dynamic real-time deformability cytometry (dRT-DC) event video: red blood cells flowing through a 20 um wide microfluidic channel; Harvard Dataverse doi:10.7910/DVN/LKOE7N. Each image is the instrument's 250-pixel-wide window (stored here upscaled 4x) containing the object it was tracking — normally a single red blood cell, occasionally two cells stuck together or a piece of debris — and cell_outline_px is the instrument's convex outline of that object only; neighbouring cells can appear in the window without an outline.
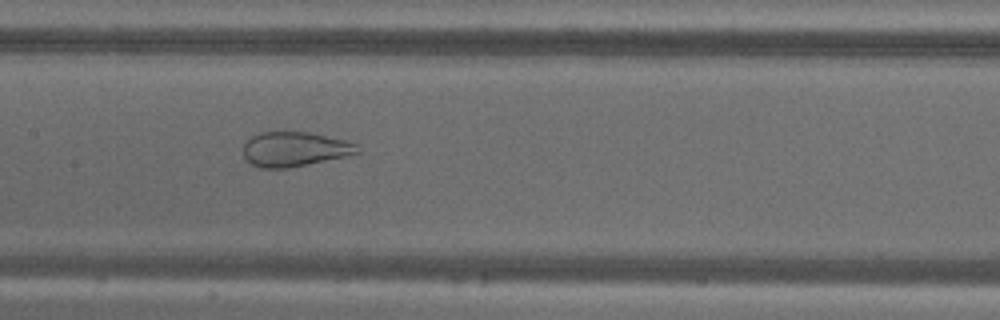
{"species": "common noctule bat (a hibernating species)", "species_latin": "Nyctalus noctula", "temperature_condition": "warm", "stored_images_in_passage": 46, "camera_frame_rate_fps": 3000, "um_per_image_px": 0.085, "animal": {"sex": "male", "body_mass_g": 18.8}, "frame": {"image": 1, "passage_image": 18, "time_ms": 5.667, "image_size_px": [1000, 320], "cell_outline_px": [[360, 152], [348, 156], [284, 168], [260, 168], [252, 164], [244, 156], [244, 144], [252, 136], [260, 132], [312, 132], [344, 140], [356, 144]], "centroid_in_image_um": [25.05, 12.67], "position_along_channel_um": 182.4, "area_um2": 22.77}}
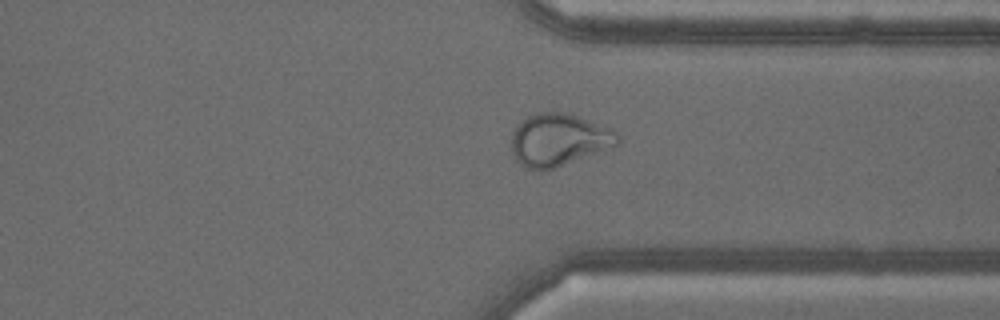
{"frame": {"image": 2, "passage_image": 33, "time_ms": 10.667, "image_size_px": [1000, 320], "cell_outline_px": [[620, 144], [552, 168], [540, 172], [524, 168], [516, 160], [512, 152], [512, 132], [528, 116], [536, 112], [564, 112], [576, 116], [608, 128], [616, 132], [620, 136]], "centroid_in_image_um": [47.46, 11.9], "position_along_channel_um": 363.9, "area_um2": 31.96}}
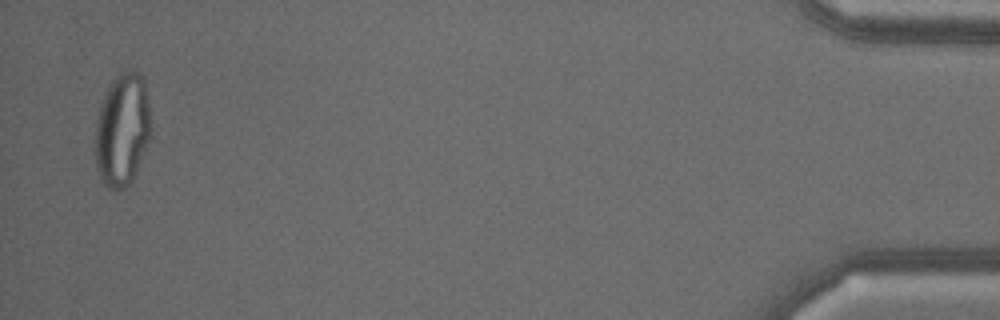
{"frame": {"image": 3, "passage_image": 45, "time_ms": 14.667, "image_size_px": [1000, 320], "cell_outline_px": [[152, 132], [132, 180], [124, 188], [116, 192], [108, 188], [100, 180], [96, 168], [96, 116], [104, 92], [108, 84], [120, 72], [128, 68], [140, 72], [144, 76], [152, 120]], "centroid_in_image_um": [10.41, 10.97], "position_along_channel_um": 424.8, "area_um2": 37.57}}